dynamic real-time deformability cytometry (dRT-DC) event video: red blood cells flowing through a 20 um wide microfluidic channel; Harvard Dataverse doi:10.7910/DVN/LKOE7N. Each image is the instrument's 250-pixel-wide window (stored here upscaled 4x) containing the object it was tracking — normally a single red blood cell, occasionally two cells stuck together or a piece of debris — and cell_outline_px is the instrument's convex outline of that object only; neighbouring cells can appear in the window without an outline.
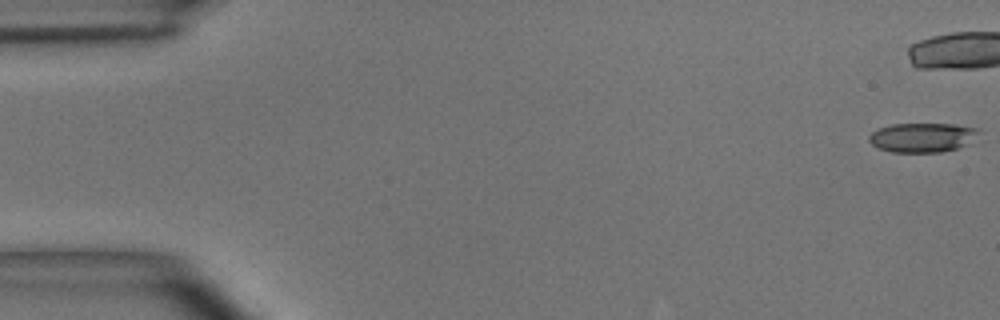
{"species": "common noctule bat (a hibernating species)", "species_latin": "Nyctalus noctula", "temperature_condition": "room temperature", "stored_images_in_passage": 5, "camera_frame_rate_fps": 3000, "um_per_image_px": 0.085, "animal": {"sex": "male", "body_mass_g": 15.6}, "frame": {"image": 1, "passage_image": 1, "time_ms": 0.0, "image_size_px": [1000, 320], "cell_outline_px": [[980, 132], [972, 144], [940, 152], [892, 152], [880, 148], [872, 144], [868, 140], [868, 136], [872, 132], [880, 128], [892, 124], [956, 124], [980, 128]], "centroid_in_image_um": [78.47, 11.68], "position_along_channel_um": 6.5, "area_um2": 18.96}}